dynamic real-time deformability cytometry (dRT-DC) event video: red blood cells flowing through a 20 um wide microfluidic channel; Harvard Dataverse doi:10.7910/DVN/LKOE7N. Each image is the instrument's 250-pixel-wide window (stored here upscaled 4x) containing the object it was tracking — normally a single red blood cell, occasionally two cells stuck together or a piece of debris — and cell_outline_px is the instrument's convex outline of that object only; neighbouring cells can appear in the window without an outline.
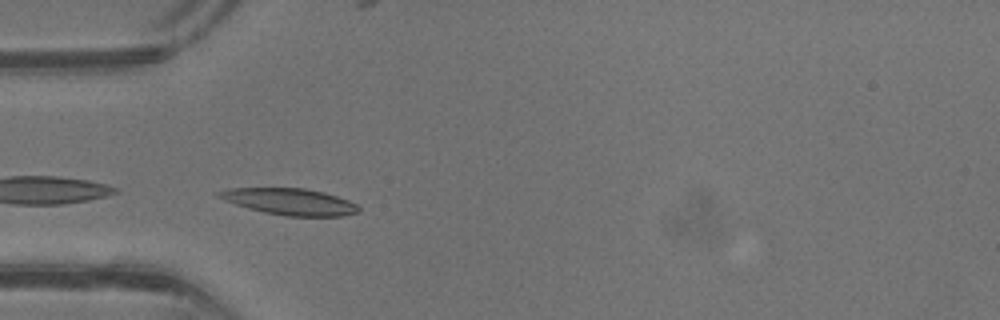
{"species": "common noctule bat (a hibernating species)", "species_latin": "Nyctalus noctula", "temperature_condition": "warm", "stored_images_in_passage": 39, "camera_frame_rate_fps": 3000, "um_per_image_px": 0.085, "animal": {"sex": "male", "body_mass_g": 13.3}, "frame": {"image": 1, "passage_image": 9, "time_ms": 2.667, "image_size_px": [1000, 320], "cell_outline_px": [[360, 212], [340, 216], [288, 216], [264, 212], [248, 208], [236, 204], [216, 196], [216, 192], [228, 188], [304, 188], [324, 192], [348, 200], [356, 204], [360, 208]], "centroid_in_image_um": [24.64, 17.13], "position_along_channel_um": 60.4, "area_um2": 21.44}}
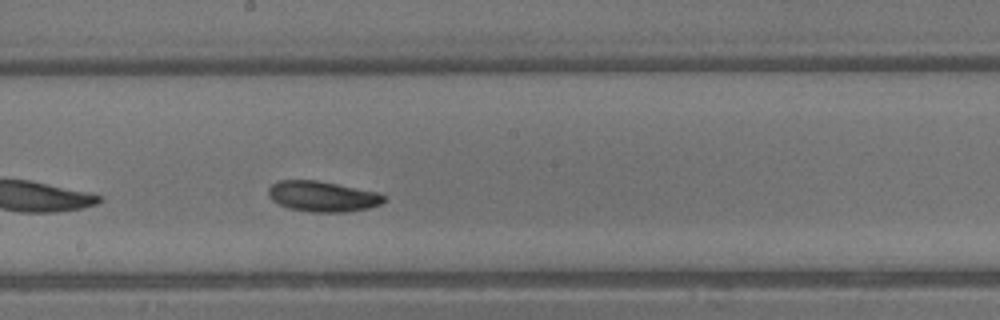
{"frame": {"image": 2, "passage_image": 19, "time_ms": 6.0, "image_size_px": [1000, 320], "cell_outline_px": [[384, 200], [380, 204], [368, 208], [348, 212], [312, 212], [288, 208], [272, 200], [268, 196], [268, 188], [272, 184], [280, 180], [316, 180], [380, 192], [384, 196]], "centroid_in_image_um": [27.41, 16.69], "position_along_channel_um": 220.8, "area_um2": 20.58}}
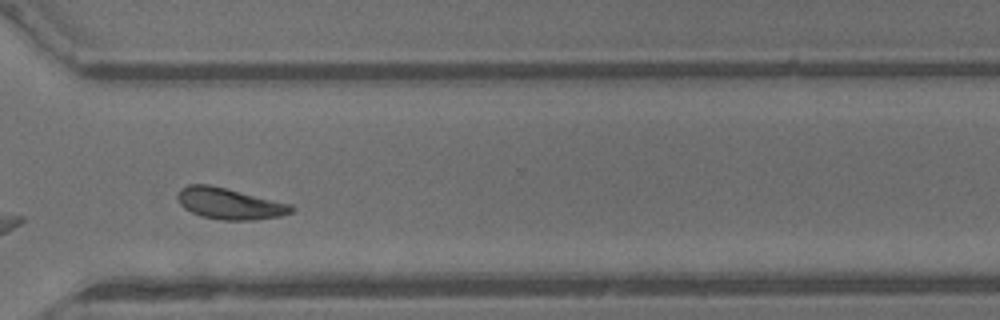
{"frame": {"image": 3, "passage_image": 27, "time_ms": 8.667, "image_size_px": [1000, 320], "cell_outline_px": [[296, 208], [292, 212], [280, 216], [256, 220], [220, 220], [200, 216], [184, 208], [180, 204], [176, 196], [176, 192], [180, 188], [188, 184], [208, 184], [292, 204]], "centroid_in_image_um": [19.49, 17.31], "position_along_channel_um": 351.1, "area_um2": 20.87}}